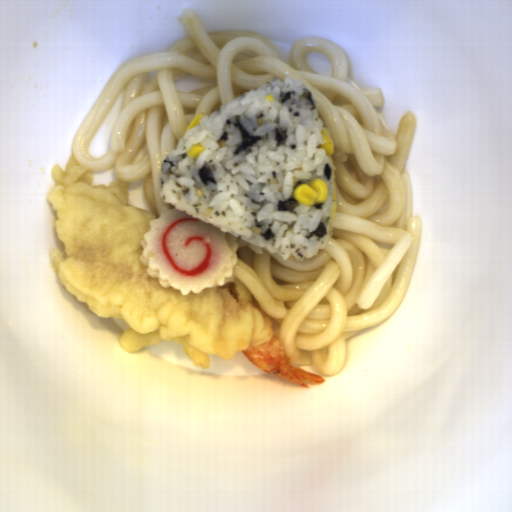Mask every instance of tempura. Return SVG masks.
<instances>
[{"instance_id": "obj_1", "label": "tempura", "mask_w": 512, "mask_h": 512, "mask_svg": "<svg viewBox=\"0 0 512 512\" xmlns=\"http://www.w3.org/2000/svg\"><path fill=\"white\" fill-rule=\"evenodd\" d=\"M51 176L47 199L59 241L50 251L55 277L96 316L129 326L119 339L122 350L134 355L149 345L174 344L206 370L210 356L230 359L241 352L274 377L305 386L325 382L292 365L276 323L236 277L183 295L149 276L140 242L158 215L129 203L128 181L94 186L90 168L73 155L65 168L53 164Z\"/></svg>"}]
</instances>
